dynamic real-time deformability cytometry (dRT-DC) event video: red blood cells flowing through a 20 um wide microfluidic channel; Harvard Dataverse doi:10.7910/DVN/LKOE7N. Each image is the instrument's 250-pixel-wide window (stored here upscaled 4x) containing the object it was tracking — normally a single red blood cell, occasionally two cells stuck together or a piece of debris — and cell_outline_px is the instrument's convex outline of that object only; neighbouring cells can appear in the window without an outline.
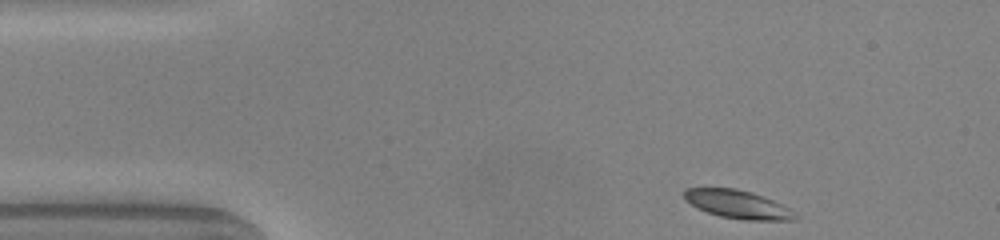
{"species": "common noctule bat (a hibernating species)", "species_latin": "Nyctalus noctula", "temperature_condition": "warm", "stored_images_in_passage": 40, "camera_frame_rate_fps": 3000, "um_per_image_px": 0.085, "animal": {"sex": "male", "body_mass_g": 20.0, "forearm_length_mm": 53.3}, "frame": {"image": 1, "passage_image": 1, "time_ms": 0.0, "image_size_px": [1000, 240], "cell_outline_px": [[800, 216], [796, 220], [744, 220], [720, 216], [708, 212], [684, 200], [684, 188], [736, 188], [752, 192], [772, 200], [788, 208]], "centroid_in_image_um": [62.72, 17.37], "position_along_channel_um": 22.3, "area_um2": 18.15}}
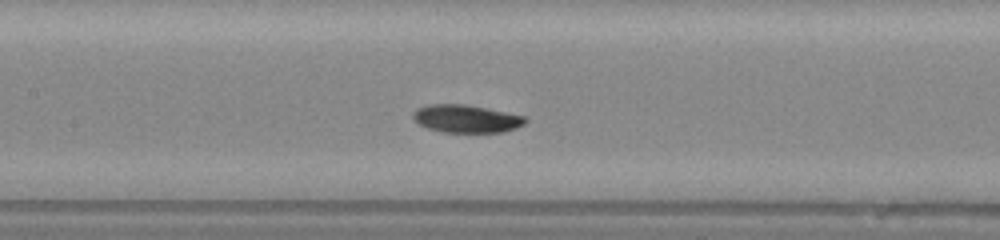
{"frame": {"image": 2, "passage_image": 17, "time_ms": 5.333, "image_size_px": [1000, 240], "cell_outline_px": [[528, 120], [524, 124], [516, 128], [504, 132], [444, 132], [428, 128], [420, 124], [412, 116], [416, 108], [428, 104], [464, 104], [524, 116]], "centroid_in_image_um": [39.63, 10.09], "position_along_channel_um": 167.8, "area_um2": 17.98}}
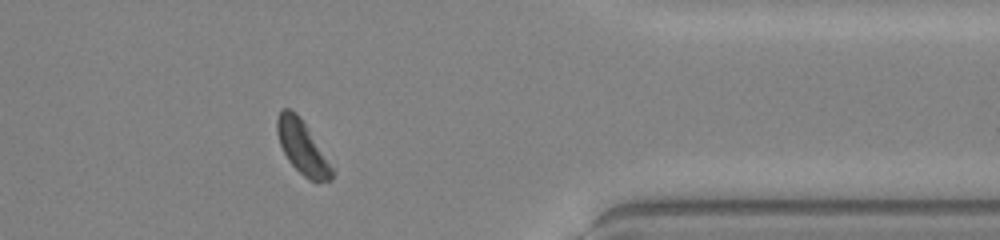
{"frame": {"image": 3, "passage_image": 35, "time_ms": 11.333, "image_size_px": [1000, 240], "cell_outline_px": [[336, 172], [332, 180], [316, 184], [308, 180], [288, 160], [280, 144], [276, 132], [276, 120], [280, 112], [284, 108], [288, 108], [296, 112], [300, 116]], "centroid_in_image_um": [25.73, 12.57], "position_along_channel_um": 385.7, "area_um2": 17.22}, "authors_computed_cell_mechanics": {"area_um2": 17.9758, "velocity_mm_per_s": 3.9822, "shape_relaxation_time_tau1_ms": 3.9104, "shape_relaxation_time_tau2_ms": null, "deformation_change_tau1": 0.1264, "deformation_change_tau2": null}}